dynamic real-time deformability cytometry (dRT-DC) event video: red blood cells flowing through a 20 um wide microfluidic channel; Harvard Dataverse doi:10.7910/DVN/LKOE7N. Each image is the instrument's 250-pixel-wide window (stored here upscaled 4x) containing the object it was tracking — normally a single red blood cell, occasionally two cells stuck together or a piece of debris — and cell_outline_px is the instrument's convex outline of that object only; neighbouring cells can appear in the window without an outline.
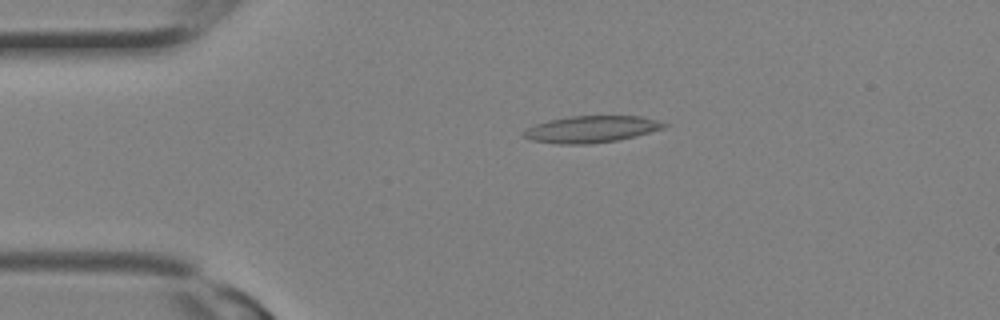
{"species": "Egyptian fruit bat (a non-hibernating species)", "species_latin": "Rousettus aegyptiacus", "temperature_condition": "room temperature", "stored_images_in_passage": 12, "camera_frame_rate_fps": 3000, "um_per_image_px": 0.085, "animal": {"sex": "female"}, "frame": {"image": 1, "passage_image": 6, "time_ms": 1.667, "image_size_px": [1000, 320], "cell_outline_px": [[668, 124], [664, 128], [636, 136], [616, 140], [588, 144], [560, 144], [532, 140], [524, 136], [520, 132], [536, 124], [548, 120], [572, 116], [640, 116], [656, 120]], "centroid_in_image_um": [50.25, 10.98], "position_along_channel_um": 34.8, "area_um2": 21.68}}
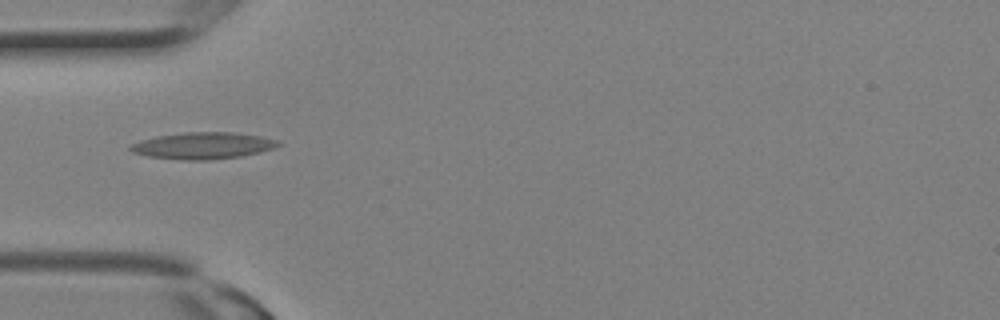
{"frame": {"image": 2, "passage_image": 9, "time_ms": 2.667, "image_size_px": [1000, 320], "cell_outline_px": [[280, 144], [276, 148], [260, 152], [240, 156], [208, 160], [180, 160], [148, 156], [132, 152], [128, 148], [128, 144], [140, 140], [156, 136], [184, 132], [228, 132], [260, 136], [280, 140]], "centroid_in_image_um": [17.22, 12.38], "position_along_channel_um": 67.8, "area_um2": 23.12}}
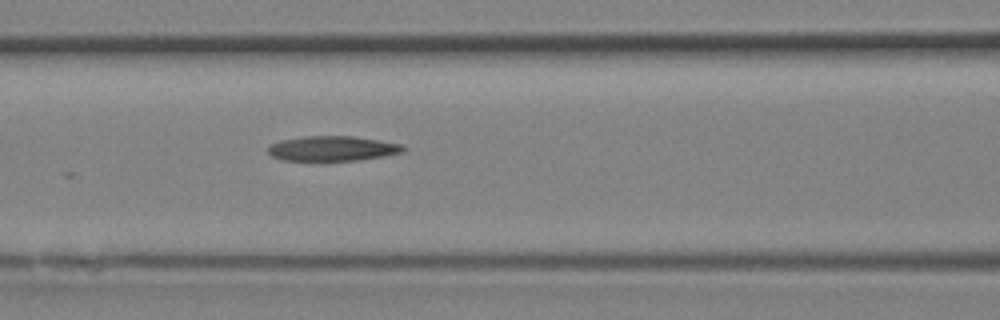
{"frame": {"image": 3, "passage_image": 12, "time_ms": 3.667, "image_size_px": [1000, 320], "cell_outline_px": [[408, 148], [404, 152], [384, 156], [360, 160], [284, 160], [272, 156], [268, 152], [268, 148], [272, 144], [280, 140], [304, 136], [352, 136], [380, 140], [404, 144]], "centroid_in_image_um": [28.33, 12.61], "position_along_channel_um": 138.3, "area_um2": 19.71}}